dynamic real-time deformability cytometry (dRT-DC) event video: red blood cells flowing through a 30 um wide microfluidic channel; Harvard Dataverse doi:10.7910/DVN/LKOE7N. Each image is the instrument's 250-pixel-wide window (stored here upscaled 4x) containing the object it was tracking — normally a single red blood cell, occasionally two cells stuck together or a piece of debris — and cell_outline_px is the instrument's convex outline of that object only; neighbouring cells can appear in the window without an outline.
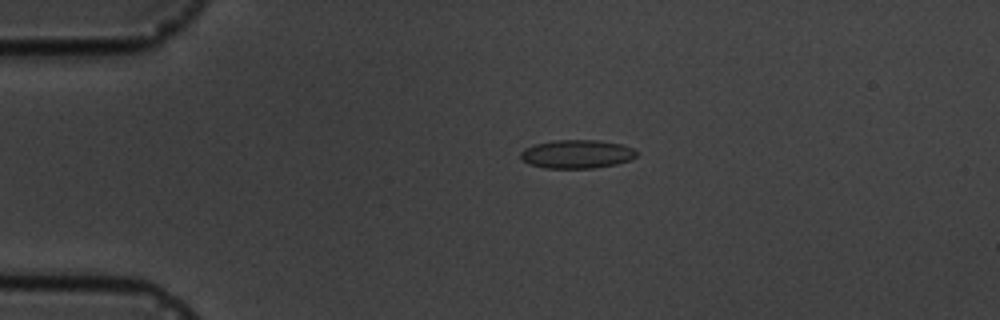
{"species": "common noctule bat (a hibernating species)", "species_latin": "Nyctalus noctula", "temperature_condition": "cold", "stored_images_in_passage": 2, "camera_frame_rate_fps": 3000, "um_per_image_px": 0.085, "animal": {"sex": "male", "body_mass_g": 19.5, "forearm_length_mm": 54.6}, "frame": {"image": 1, "passage_image": 1, "time_ms": 0.0, "image_size_px": [1000, 320], "cell_outline_px": [[636, 156], [628, 160], [616, 164], [592, 168], [544, 168], [528, 164], [520, 156], [520, 152], [524, 148], [536, 144], [556, 140], [596, 140], [620, 144], [636, 148]], "centroid_in_image_um": [49.02, 13.1], "position_along_channel_um": 36.0, "area_um2": 19.19}}